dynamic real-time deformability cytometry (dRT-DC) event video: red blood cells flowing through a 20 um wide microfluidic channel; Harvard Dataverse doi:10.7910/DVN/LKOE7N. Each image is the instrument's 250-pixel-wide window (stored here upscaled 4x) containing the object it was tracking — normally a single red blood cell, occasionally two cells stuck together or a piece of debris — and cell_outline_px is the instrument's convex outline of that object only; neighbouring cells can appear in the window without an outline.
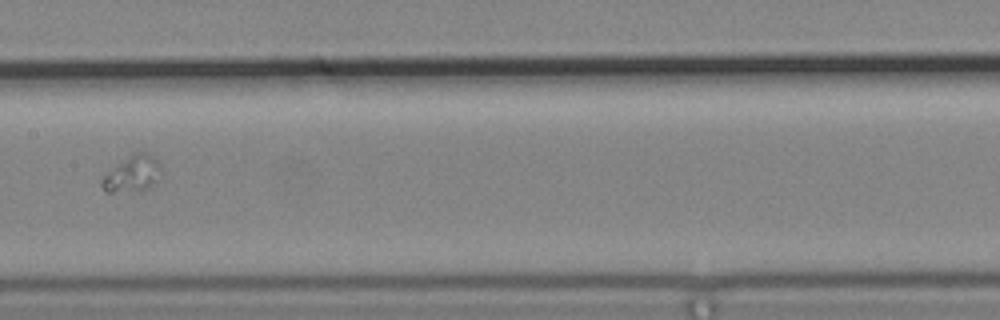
{"species": "common noctule bat (a hibernating species)", "species_latin": "Nyctalus noctula", "temperature_condition": "cold", "stored_images_in_passage": 11, "segment_of_instrument_passage": [2, 2], "camera_frame_rate_fps": 3000, "um_per_image_px": 0.085, "animal": {"sex": "male", "body_mass_g": 19.2, "forearm_length_mm": 51.8}, "frame": {"image": 1, "passage_image": 10, "time_ms": 3.0, "image_size_px": [1000, 320], "cell_outline_px": [[160, 168], [156, 184], [148, 188], [112, 192], [108, 192], [100, 184], [100, 180], [112, 168], [132, 152], [144, 152], [156, 156], [160, 160]], "centroid_in_image_um": [11.28, 14.72], "position_along_channel_um": 196.1, "area_um2": 12.37}}
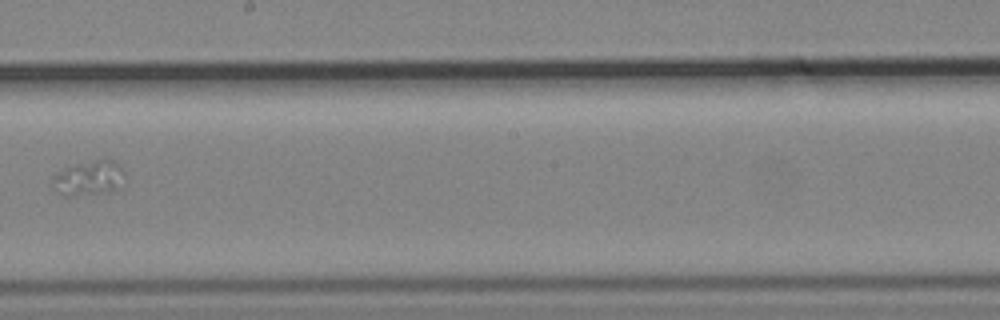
{"frame": {"image": 2, "passage_image": 11, "time_ms": 3.333, "image_size_px": [1000, 320], "cell_outline_px": [[128, 176], [124, 188], [108, 192], [72, 196], [64, 196], [56, 192], [52, 188], [52, 176], [64, 168], [72, 164], [100, 156], [108, 156], [116, 160], [124, 168]], "centroid_in_image_um": [7.68, 15.08], "position_along_channel_um": 240.5, "area_um2": 16.24}}